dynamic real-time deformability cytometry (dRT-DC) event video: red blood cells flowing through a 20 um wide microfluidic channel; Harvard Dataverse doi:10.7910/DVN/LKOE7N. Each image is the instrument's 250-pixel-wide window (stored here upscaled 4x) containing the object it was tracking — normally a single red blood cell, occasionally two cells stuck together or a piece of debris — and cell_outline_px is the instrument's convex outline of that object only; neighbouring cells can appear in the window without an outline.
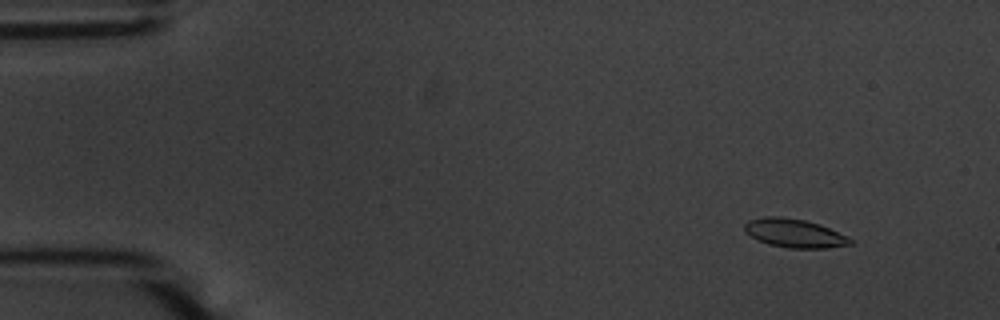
{"species": "common noctule bat (a hibernating species)", "species_latin": "Nyctalus noctula", "temperature_condition": "warm", "stored_images_in_passage": 57, "segment_of_instrument_passage": [1, 2], "camera_frame_rate_fps": 3000, "um_per_image_px": 0.085, "animal": {"sex": "male", "body_mass_g": 20.1, "forearm_length_mm": 53.5}, "frame": {"image": 1, "passage_image": 6, "time_ms": 1.667, "image_size_px": [1000, 320], "cell_outline_px": [[852, 244], [828, 248], [788, 248], [768, 244], [752, 236], [744, 228], [744, 224], [748, 220], [764, 216], [780, 216], [804, 220], [820, 224], [852, 240]], "centroid_in_image_um": [67.5, 19.82], "position_along_channel_um": 17.5, "area_um2": 17.34}}
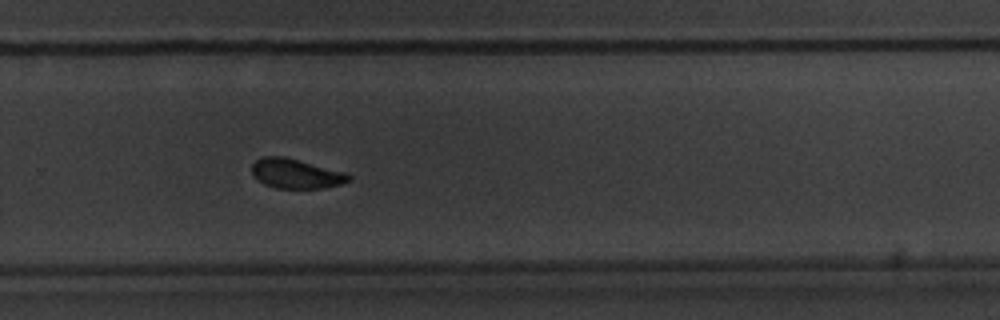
{"frame": {"image": 2, "passage_image": 38, "time_ms": 12.333, "image_size_px": [1000, 320], "cell_outline_px": [[352, 180], [340, 184], [324, 188], [276, 188], [264, 184], [252, 176], [252, 164], [256, 160], [264, 156], [284, 156], [348, 172], [352, 176]], "centroid_in_image_um": [25.19, 14.75], "position_along_channel_um": 304.6, "area_um2": 16.99}}
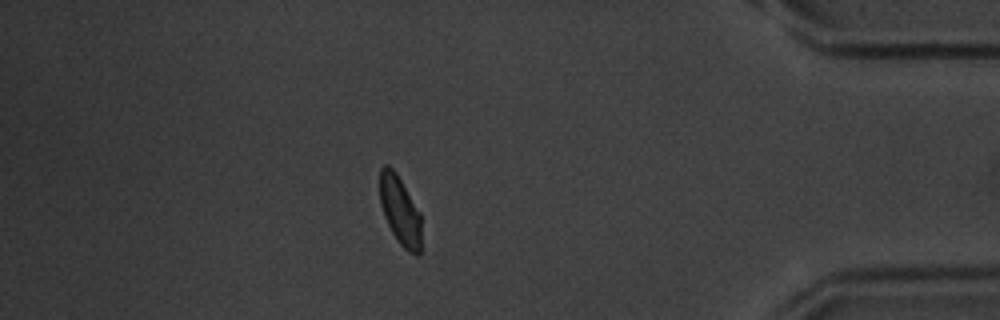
{"frame": {"image": 3, "passage_image": 49, "time_ms": 16.0, "image_size_px": [1000, 320], "cell_outline_px": [[420, 256], [416, 256], [408, 252], [400, 244], [392, 232], [384, 216], [380, 204], [380, 168], [384, 164], [388, 164], [396, 172], [420, 212]], "centroid_in_image_um": [33.99, 17.89], "position_along_channel_um": 401.2, "area_um2": 16.65}}